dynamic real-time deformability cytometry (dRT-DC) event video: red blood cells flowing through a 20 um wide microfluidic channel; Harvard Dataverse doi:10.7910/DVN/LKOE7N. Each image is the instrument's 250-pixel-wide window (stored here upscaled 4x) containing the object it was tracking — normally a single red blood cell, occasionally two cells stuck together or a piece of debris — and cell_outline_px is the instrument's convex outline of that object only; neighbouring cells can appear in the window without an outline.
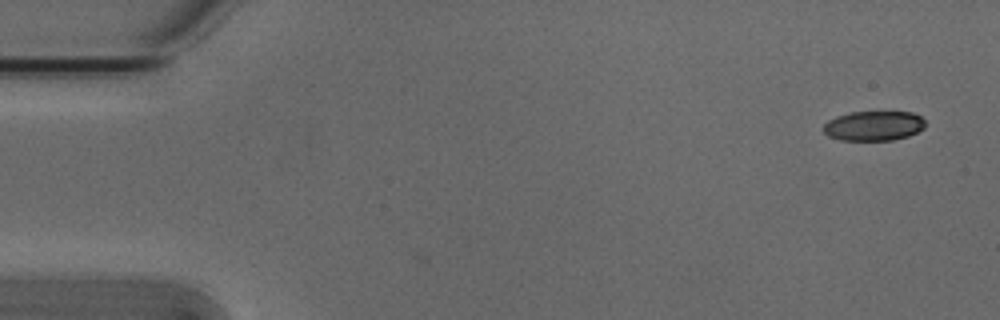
{"species": "Egyptian fruit bat (a non-hibernating species)", "species_latin": "Rousettus aegyptiacus", "temperature_condition": "cold", "stored_images_in_passage": 4, "camera_frame_rate_fps": 3000, "um_per_image_px": 0.085, "animal": {"sex": "male"}, "frame": {"image": 1, "passage_image": 1, "time_ms": 0.0, "image_size_px": [1000, 320], "cell_outline_px": [[924, 128], [908, 136], [892, 140], [840, 140], [828, 136], [824, 132], [824, 124], [828, 120], [836, 116], [848, 112], [912, 112], [920, 116], [924, 120]], "centroid_in_image_um": [74.24, 10.69], "position_along_channel_um": 10.8, "area_um2": 17.63}}
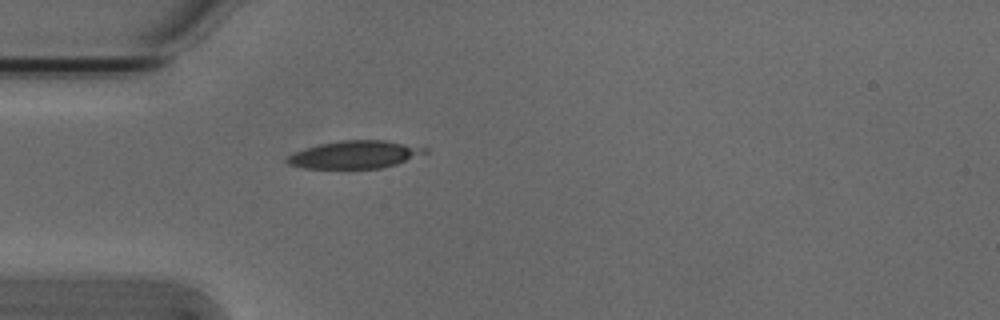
{"frame": {"image": 2, "passage_image": 4, "time_ms": 1.0, "image_size_px": [1000, 320], "cell_outline_px": [[428, 152], [396, 164], [380, 168], [304, 168], [288, 164], [284, 160], [288, 156], [296, 152], [320, 144], [340, 140], [384, 140], [428, 148]], "centroid_in_image_um": [30.16, 13.14], "position_along_channel_um": 54.8, "area_um2": 21.91}}